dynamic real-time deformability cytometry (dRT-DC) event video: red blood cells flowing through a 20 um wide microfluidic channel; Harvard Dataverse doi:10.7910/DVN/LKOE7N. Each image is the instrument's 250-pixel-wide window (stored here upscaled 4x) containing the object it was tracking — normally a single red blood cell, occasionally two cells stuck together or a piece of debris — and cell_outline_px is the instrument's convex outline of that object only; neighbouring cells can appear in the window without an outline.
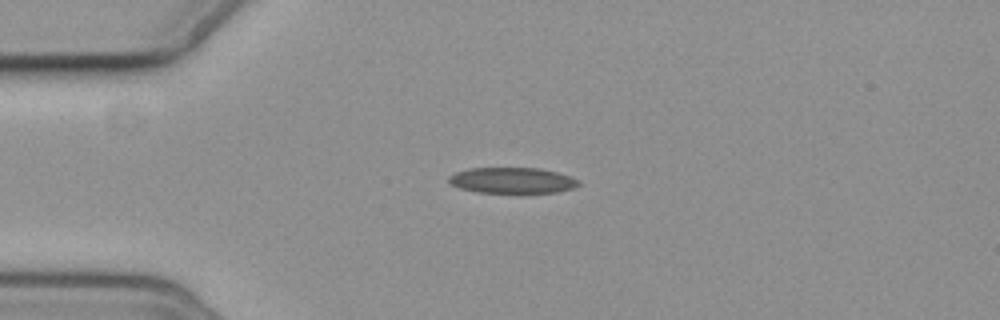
{"species": "common noctule bat (a hibernating species)", "species_latin": "Nyctalus noctula", "temperature_condition": "cold", "stored_images_in_passage": 5, "camera_frame_rate_fps": 3000, "um_per_image_px": 0.085, "animal": {"sex": "female", "body_mass_g": 19.3, "forearm_length_mm": 54.1}, "frame": {"image": 1, "passage_image": 3, "time_ms": 2.333, "image_size_px": [1000, 320], "cell_outline_px": [[580, 184], [572, 188], [556, 192], [480, 192], [460, 188], [452, 184], [448, 180], [448, 176], [456, 172], [468, 168], [540, 168], [556, 172], [580, 180]], "centroid_in_image_um": [43.53, 15.32], "position_along_channel_um": 41.5, "area_um2": 19.25}}
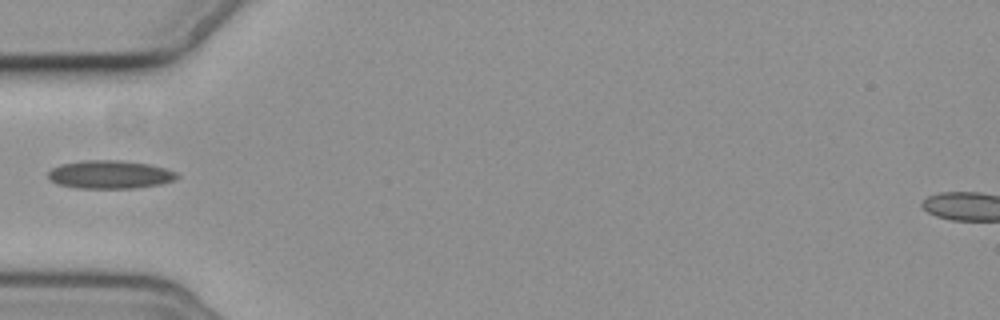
{"frame": {"image": 2, "passage_image": 4, "time_ms": 4.0, "image_size_px": [1000, 320], "cell_outline_px": [[180, 176], [176, 180], [160, 184], [136, 188], [76, 188], [56, 184], [48, 176], [48, 172], [52, 168], [60, 164], [84, 160], [120, 160], [148, 164], [164, 168], [176, 172]], "centroid_in_image_um": [9.35, 14.84], "position_along_channel_um": 75.7, "area_um2": 21.27}}